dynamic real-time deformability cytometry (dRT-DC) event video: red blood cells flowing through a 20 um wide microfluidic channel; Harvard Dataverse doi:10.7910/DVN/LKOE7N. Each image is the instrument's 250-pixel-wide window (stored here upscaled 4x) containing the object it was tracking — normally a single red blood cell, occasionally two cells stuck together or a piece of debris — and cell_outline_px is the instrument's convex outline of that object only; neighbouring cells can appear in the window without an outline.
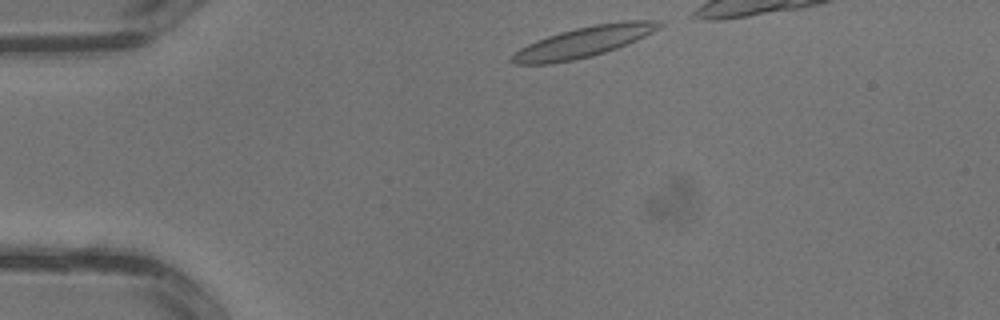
{"species": "common noctule bat (a hibernating species)", "species_latin": "Nyctalus noctula", "temperature_condition": "warm", "stored_images_in_passage": 3, "camera_frame_rate_fps": 3000, "um_per_image_px": 0.085, "animal": {"sex": "male", "body_mass_g": 13.3}, "frame": {"image": 1, "passage_image": 1, "time_ms": 0.0, "image_size_px": [1000, 320], "cell_outline_px": [[664, 24], [660, 28], [628, 44], [592, 56], [552, 64], [516, 64], [508, 60], [520, 48], [536, 40], [560, 32], [592, 24], [624, 20], [660, 20]], "centroid_in_image_um": [49.64, 3.55], "position_along_channel_um": 35.4, "area_um2": 26.24}}